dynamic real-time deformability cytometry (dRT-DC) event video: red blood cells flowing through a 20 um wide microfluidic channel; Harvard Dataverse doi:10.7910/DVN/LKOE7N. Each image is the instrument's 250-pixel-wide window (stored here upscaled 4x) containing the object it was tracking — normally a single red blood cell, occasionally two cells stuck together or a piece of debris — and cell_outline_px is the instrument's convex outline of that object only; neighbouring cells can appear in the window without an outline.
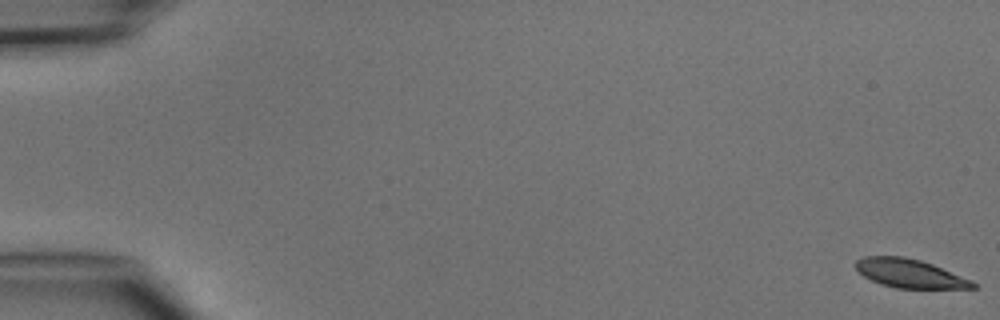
{"species": "common noctule bat (a hibernating species)", "species_latin": "Nyctalus noctula", "temperature_condition": "cold", "stored_images_in_passage": 5, "camera_frame_rate_fps": 3000, "um_per_image_px": 0.085, "animal": {"sex": "male", "body_mass_g": 15.6}, "frame": {"image": 1, "passage_image": 1, "time_ms": 0.0, "image_size_px": [1000, 320], "cell_outline_px": [[976, 288], [896, 288], [880, 284], [864, 276], [856, 268], [856, 260], [864, 256], [904, 256], [920, 260], [932, 264], [972, 280], [976, 284]], "centroid_in_image_um": [77.32, 23.24], "position_along_channel_um": 7.7, "area_um2": 19.42}}